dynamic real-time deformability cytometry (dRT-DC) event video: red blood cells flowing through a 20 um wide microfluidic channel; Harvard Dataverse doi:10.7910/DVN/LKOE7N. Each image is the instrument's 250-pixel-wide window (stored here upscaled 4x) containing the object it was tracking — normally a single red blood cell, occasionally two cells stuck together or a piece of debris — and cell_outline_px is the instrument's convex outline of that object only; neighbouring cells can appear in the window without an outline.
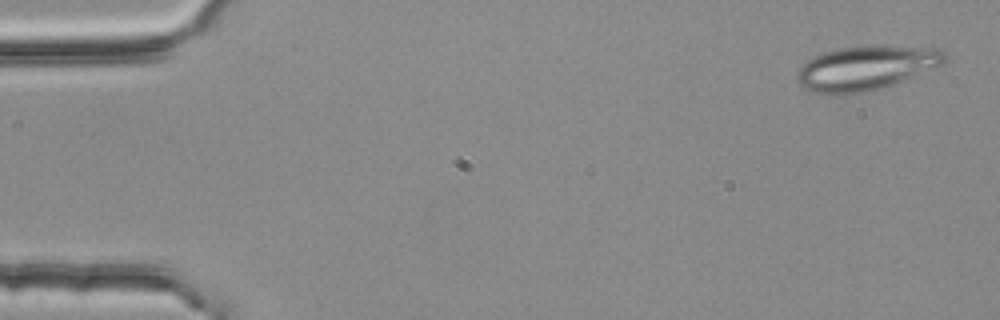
{"species": "common noctule bat (a hibernating species)", "species_latin": "Nyctalus noctula", "temperature_condition": "room temperature", "stored_images_in_passage": 4, "camera_frame_rate_fps": 3000, "um_per_image_px": 0.085, "animal": {"sex": "female", "body_mass_g": 25.1}, "frame": {"image": 1, "passage_image": 1, "time_ms": 0.0, "image_size_px": [1000, 320], "cell_outline_px": [[948, 60], [944, 64], [896, 84], [884, 88], [868, 92], [844, 96], [836, 96], [812, 92], [804, 88], [796, 80], [796, 72], [804, 60], [824, 52], [840, 48], [872, 44], [940, 48], [948, 56]], "centroid_in_image_um": [73.61, 5.79], "position_along_channel_um": 11.4, "area_um2": 39.59}}